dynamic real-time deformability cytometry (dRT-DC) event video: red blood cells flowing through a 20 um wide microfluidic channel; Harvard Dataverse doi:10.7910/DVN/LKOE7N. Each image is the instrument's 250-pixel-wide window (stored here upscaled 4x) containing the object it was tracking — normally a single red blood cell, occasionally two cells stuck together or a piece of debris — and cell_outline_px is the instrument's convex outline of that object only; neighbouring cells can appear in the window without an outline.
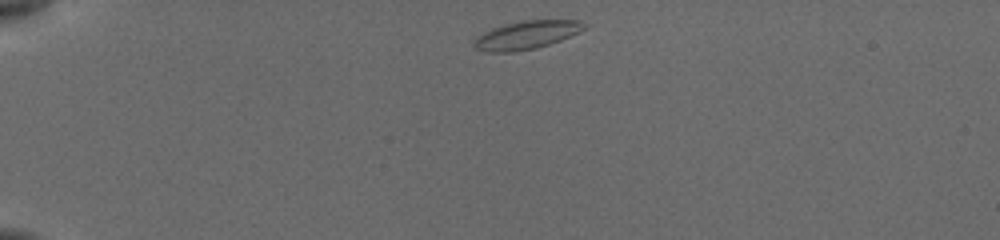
{"species": "common noctule bat (a hibernating species)", "species_latin": "Nyctalus noctula", "temperature_condition": "cold", "stored_images_in_passage": 25, "camera_frame_rate_fps": 3000, "um_per_image_px": 0.085, "animal": {"sex": "female", "body_mass_g": 19.5, "forearm_length_mm": 54.1}, "frame": {"image": 1, "passage_image": 1, "time_ms": 0.0, "image_size_px": [1000, 240], "cell_outline_px": [[588, 28], [580, 32], [560, 40], [536, 48], [512, 52], [484, 52], [476, 48], [472, 44], [472, 40], [476, 36], [492, 28], [504, 24], [520, 20], [580, 20]], "centroid_in_image_um": [44.72, 2.97], "position_along_channel_um": 40.3, "area_um2": 18.32}}
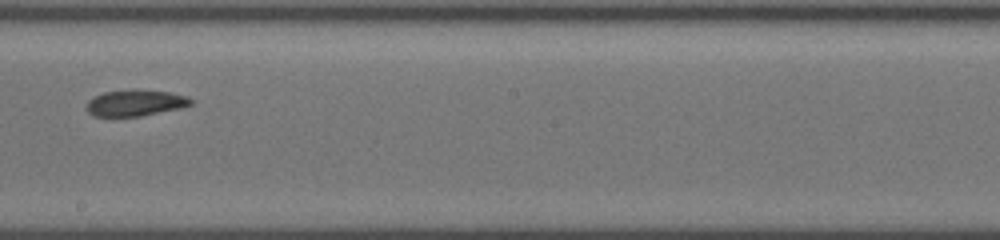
{"frame": {"image": 2, "passage_image": 16, "time_ms": 6.667, "image_size_px": [1000, 240], "cell_outline_px": [[196, 100], [192, 104], [180, 108], [140, 116], [92, 116], [84, 108], [84, 104], [92, 96], [104, 92], [132, 88], [172, 92], [188, 96]], "centroid_in_image_um": [11.49, 8.72], "position_along_channel_um": 236.7, "area_um2": 16.53}}
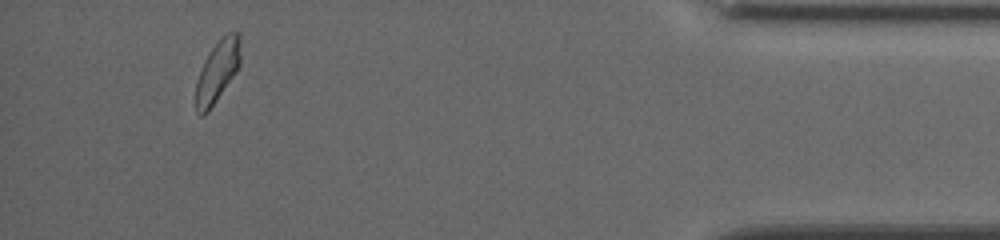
{"frame": {"image": 3, "passage_image": 25, "time_ms": 12.667, "image_size_px": [1000, 240], "cell_outline_px": [[240, 64], [236, 72], [208, 112], [204, 116], [200, 116], [196, 112], [196, 80], [204, 60], [208, 52], [228, 32], [240, 32]], "centroid_in_image_um": [18.47, 6.08], "position_along_channel_um": 416.7, "area_um2": 16.01}, "authors_computed_cell_mechanics": {"area_um2": 16.6464, "velocity_mm_per_s": 3.8378, "shape_relaxation_time_tau1_ms": null, "shape_relaxation_time_tau2_ms": 9.8529, "deformation_change_tau1": null, "deformation_change_tau2": 0.1295}}